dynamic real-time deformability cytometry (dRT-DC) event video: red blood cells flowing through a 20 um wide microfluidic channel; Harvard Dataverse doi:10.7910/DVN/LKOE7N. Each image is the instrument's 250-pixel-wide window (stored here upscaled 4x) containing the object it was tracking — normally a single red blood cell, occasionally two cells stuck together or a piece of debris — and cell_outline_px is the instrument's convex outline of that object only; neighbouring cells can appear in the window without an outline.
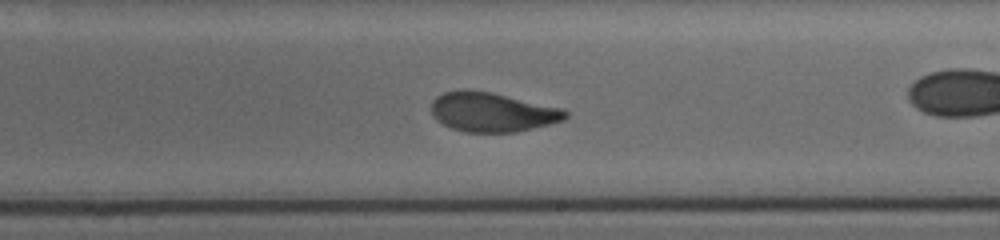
{"species": "human", "species_latin": "Homo sapiens", "temperature_condition": "cold", "stored_images_in_passage": 23, "camera_frame_rate_fps": 3000, "um_per_image_px": 0.085, "donor": {"sex": "female"}, "frame": {"image": 1, "passage_image": 14, "time_ms": 9.333, "image_size_px": [1000, 240], "cell_outline_px": [[568, 116], [564, 120], [552, 124], [516, 132], [464, 132], [452, 128], [436, 120], [432, 116], [432, 100], [436, 96], [444, 92], [460, 88], [468, 88], [492, 92], [564, 108], [568, 112]], "centroid_in_image_um": [41.85, 9.51], "position_along_channel_um": 247.2, "area_um2": 31.33}, "authors_computed_cell_mechanics": {"area_um2": 31.3854, "velocity_mm_per_s": 3.6769, "shape_relaxation_time_tau1_ms": 3.3203, "shape_relaxation_time_tau2_ms": 0.9185, "deformation_change_tau1": 0.1522, "deformation_change_tau2": 0.0534}}